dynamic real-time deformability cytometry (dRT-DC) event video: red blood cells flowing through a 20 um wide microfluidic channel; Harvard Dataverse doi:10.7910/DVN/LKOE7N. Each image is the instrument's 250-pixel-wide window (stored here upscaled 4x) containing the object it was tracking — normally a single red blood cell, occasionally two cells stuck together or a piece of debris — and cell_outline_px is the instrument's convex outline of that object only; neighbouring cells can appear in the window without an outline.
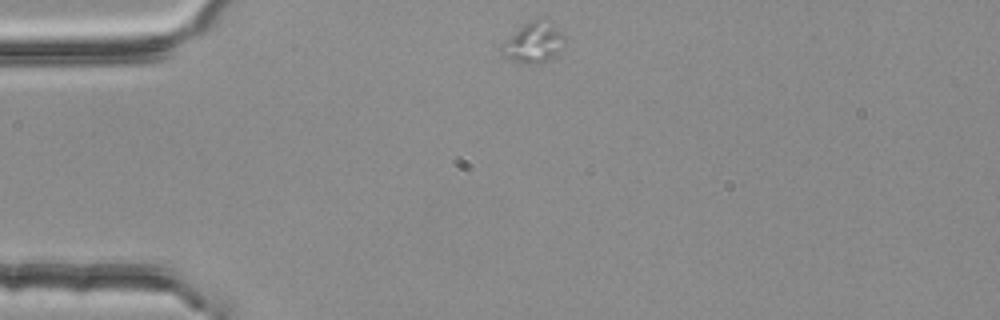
{"species": "common noctule bat (a hibernating species)", "species_latin": "Nyctalus noctula", "temperature_condition": "room temperature", "stored_images_in_passage": 45, "camera_frame_rate_fps": 3000, "um_per_image_px": 0.085, "animal": {"sex": "female", "body_mass_g": 25.1}, "frame": {"image": 1, "passage_image": 1, "time_ms": 0.0, "image_size_px": [1000, 320], "cell_outline_px": [[564, 44], [548, 60], [540, 64], [528, 64], [512, 60], [504, 56], [500, 48], [500, 44], [524, 24], [532, 20], [544, 16], [564, 36]], "centroid_in_image_um": [45.33, 3.6], "position_along_channel_um": 39.7, "area_um2": 14.68}}